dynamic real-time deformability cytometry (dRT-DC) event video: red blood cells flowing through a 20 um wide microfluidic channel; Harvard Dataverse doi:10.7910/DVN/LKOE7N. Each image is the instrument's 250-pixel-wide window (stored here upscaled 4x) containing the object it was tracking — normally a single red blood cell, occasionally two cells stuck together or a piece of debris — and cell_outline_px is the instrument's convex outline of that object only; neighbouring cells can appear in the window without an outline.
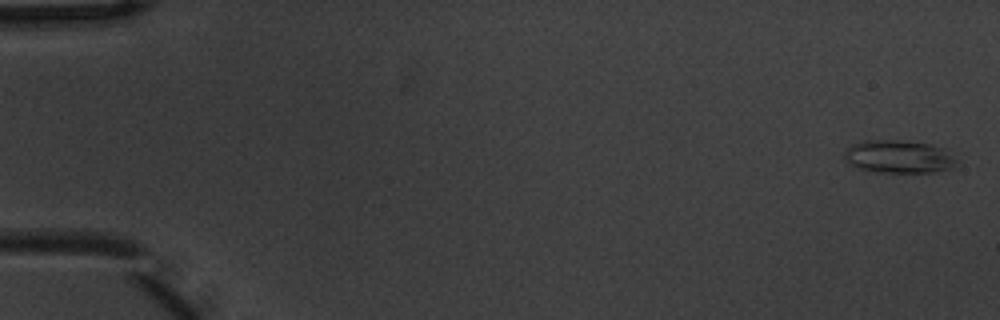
{"species": "common noctule bat (a hibernating species)", "species_latin": "Nyctalus noctula", "temperature_condition": "warm", "stored_images_in_passage": 6, "camera_frame_rate_fps": 3000, "um_per_image_px": 0.085, "animal": {"sex": "male", "body_mass_g": 20.1, "forearm_length_mm": 53.5}, "frame": {"image": 1, "passage_image": 1, "time_ms": 0.0, "image_size_px": [1000, 320], "cell_outline_px": [[960, 164], [952, 168], [936, 172], [876, 172], [860, 168], [848, 164], [844, 160], [844, 152], [852, 144], [864, 140], [896, 140], [932, 144], [944, 148]], "centroid_in_image_um": [76.4, 13.32], "position_along_channel_um": 8.6, "area_um2": 21.68}}
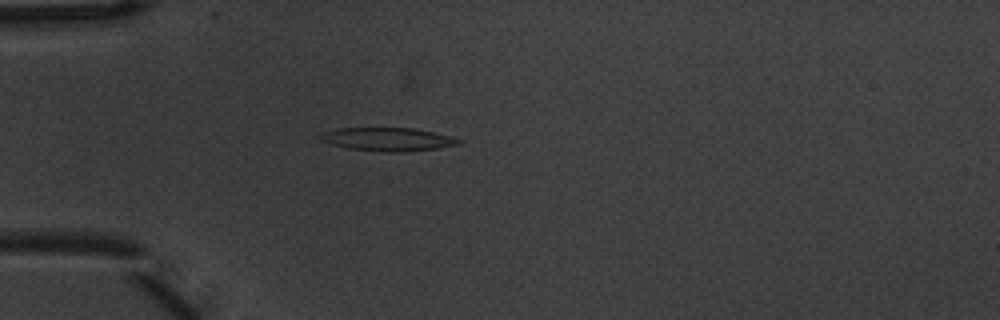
{"frame": {"image": 2, "passage_image": 5, "time_ms": 1.333, "image_size_px": [1000, 320], "cell_outline_px": [[464, 140], [460, 144], [436, 148], [400, 152], [384, 152], [348, 148], [332, 144], [320, 140], [316, 136], [320, 132], [336, 128], [412, 128], [432, 132]], "centroid_in_image_um": [32.88, 11.83], "position_along_channel_um": 52.1, "area_um2": 18.79}}